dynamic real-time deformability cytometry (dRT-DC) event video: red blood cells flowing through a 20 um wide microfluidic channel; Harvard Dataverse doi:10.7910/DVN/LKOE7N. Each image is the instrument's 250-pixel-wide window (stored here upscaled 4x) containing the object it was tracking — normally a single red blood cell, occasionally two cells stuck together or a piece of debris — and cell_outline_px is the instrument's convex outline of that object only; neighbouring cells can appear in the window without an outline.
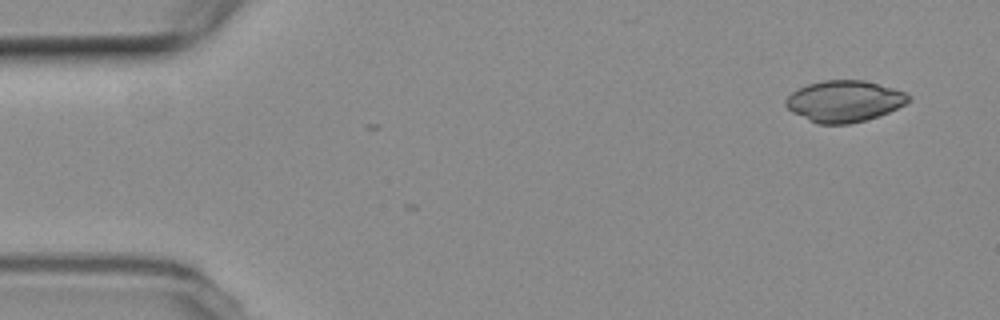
{"species": "common noctule bat (a hibernating species)", "species_latin": "Nyctalus noctula", "temperature_condition": "room temperature", "stored_images_in_passage": 2, "camera_frame_rate_fps": 3000, "um_per_image_px": 0.085, "animal": {"sex": "female", "body_mass_g": 19.3, "forearm_length_mm": 54.1}, "frame": {"image": 1, "passage_image": 1, "time_ms": 0.0, "image_size_px": [1000, 320], "cell_outline_px": [[912, 100], [888, 112], [864, 120], [848, 124], [816, 124], [792, 112], [784, 104], [784, 100], [792, 92], [808, 84], [824, 80], [864, 80], [892, 88], [904, 92], [912, 96]], "centroid_in_image_um": [71.75, 8.6], "position_along_channel_um": 13.3, "area_um2": 29.42}}